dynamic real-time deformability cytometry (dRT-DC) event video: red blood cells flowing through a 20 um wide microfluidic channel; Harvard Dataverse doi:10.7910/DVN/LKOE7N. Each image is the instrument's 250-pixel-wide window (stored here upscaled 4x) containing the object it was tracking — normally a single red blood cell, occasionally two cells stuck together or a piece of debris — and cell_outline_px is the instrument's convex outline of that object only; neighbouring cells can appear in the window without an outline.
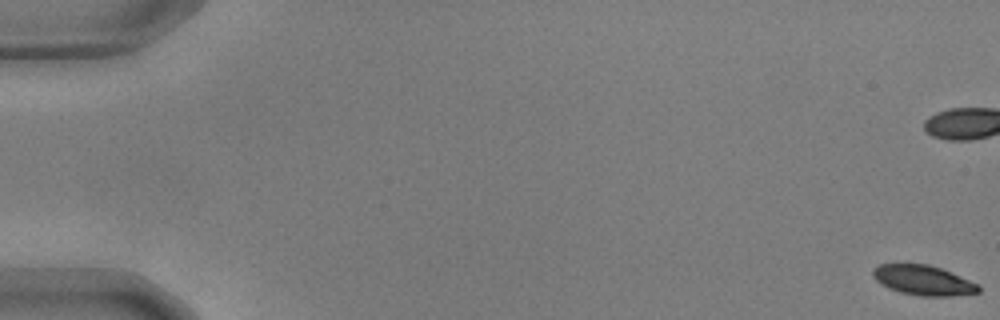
{"species": "common noctule bat (a hibernating species)", "species_latin": "Nyctalus noctula", "temperature_condition": "warm", "stored_images_in_passage": 58, "camera_frame_rate_fps": 3000, "um_per_image_px": 0.085, "animal": {"sex": "male", "body_mass_g": 17.9, "forearm_length_mm": 54.2}, "frame": {"image": 1, "passage_image": 1, "time_ms": 0.0, "image_size_px": [1000, 320], "cell_outline_px": [[980, 292], [948, 296], [920, 296], [900, 292], [888, 288], [880, 284], [872, 276], [872, 268], [880, 264], [896, 260], [928, 264], [940, 268], [980, 284]], "centroid_in_image_um": [78.39, 23.77], "position_along_channel_um": 6.6, "area_um2": 19.13}}